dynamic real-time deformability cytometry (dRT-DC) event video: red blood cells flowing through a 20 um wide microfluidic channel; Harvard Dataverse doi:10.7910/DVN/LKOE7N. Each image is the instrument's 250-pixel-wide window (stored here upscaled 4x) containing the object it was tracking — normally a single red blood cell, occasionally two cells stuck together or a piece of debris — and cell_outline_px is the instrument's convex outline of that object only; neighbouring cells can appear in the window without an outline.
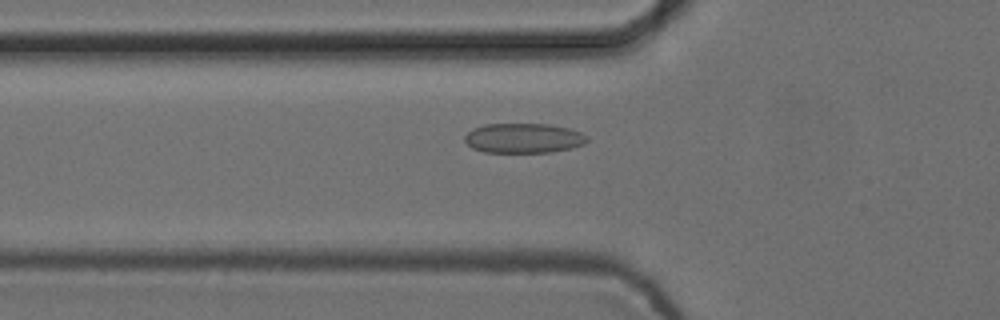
{"species": "common noctule bat (a hibernating species)", "species_latin": "Nyctalus noctula", "temperature_condition": "cold", "stored_images_in_passage": 55, "camera_frame_rate_fps": 3000, "um_per_image_px": 0.085, "animal": {"sex": "female", "body_mass_g": 24.6, "forearm_length_mm": 56.2}, "frame": {"image": 1, "passage_image": 19, "time_ms": 6.0, "image_size_px": [1000, 320], "cell_outline_px": [[588, 140], [584, 144], [572, 148], [552, 152], [484, 152], [472, 148], [464, 140], [464, 136], [472, 128], [484, 124], [548, 124], [568, 128], [580, 132], [588, 136]], "centroid_in_image_um": [44.5, 11.74], "position_along_channel_um": 81.3, "area_um2": 21.33}}
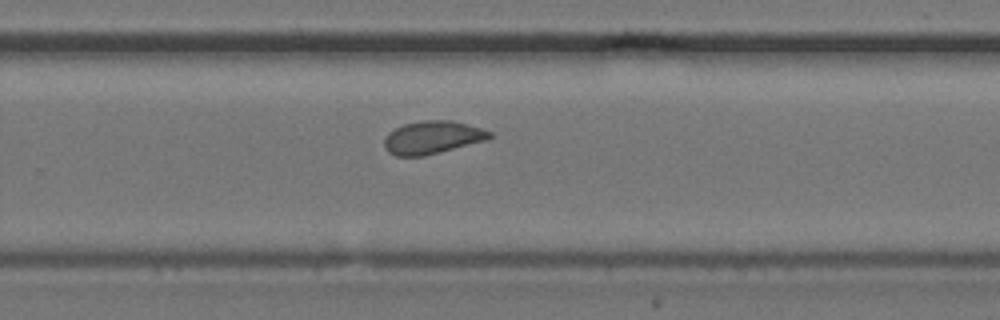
{"frame": {"image": 2, "passage_image": 36, "time_ms": 11.667, "image_size_px": [1000, 320], "cell_outline_px": [[492, 136], [488, 140], [424, 156], [396, 156], [388, 152], [384, 148], [384, 136], [388, 132], [404, 124], [424, 120], [452, 120], [468, 124], [492, 132]], "centroid_in_image_um": [36.74, 11.68], "position_along_channel_um": 293.1, "area_um2": 20.35}}
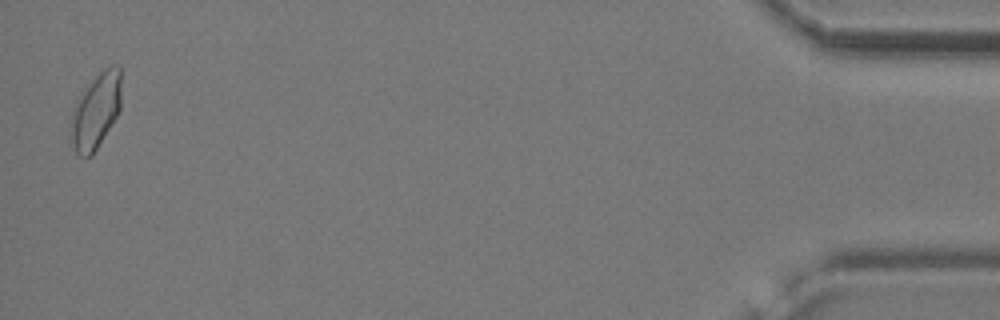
{"frame": {"image": 3, "passage_image": 54, "time_ms": 17.667, "image_size_px": [1000, 320], "cell_outline_px": [[120, 112], [92, 156], [80, 156], [76, 152], [68, 136], [72, 112], [76, 100], [84, 88], [104, 68], [112, 64], [120, 68]], "centroid_in_image_um": [8.12, 9.46], "position_along_channel_um": 427.1, "area_um2": 22.43}, "authors_computed_cell_mechanics": {"area_um2": 20.3456, "velocity_mm_per_s": 3.7433, "shape_relaxation_time_tau1_ms": 10.7324, "shape_relaxation_time_tau2_ms": 1.3224, "deformation_change_tau1": 0.1718, "deformation_change_tau2": 0.0594}}